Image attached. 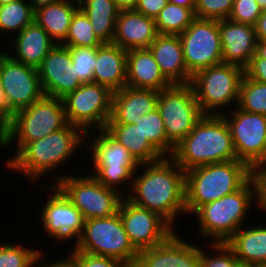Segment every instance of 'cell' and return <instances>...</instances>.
I'll return each mask as SVG.
<instances>
[{
    "label": "cell",
    "mask_w": 266,
    "mask_h": 267,
    "mask_svg": "<svg viewBox=\"0 0 266 267\" xmlns=\"http://www.w3.org/2000/svg\"><path fill=\"white\" fill-rule=\"evenodd\" d=\"M256 54L263 59H266V41L258 40L256 45Z\"/></svg>",
    "instance_id": "obj_50"
},
{
    "label": "cell",
    "mask_w": 266,
    "mask_h": 267,
    "mask_svg": "<svg viewBox=\"0 0 266 267\" xmlns=\"http://www.w3.org/2000/svg\"><path fill=\"white\" fill-rule=\"evenodd\" d=\"M171 157L185 172L202 165L238 160L223 115H204Z\"/></svg>",
    "instance_id": "obj_2"
},
{
    "label": "cell",
    "mask_w": 266,
    "mask_h": 267,
    "mask_svg": "<svg viewBox=\"0 0 266 267\" xmlns=\"http://www.w3.org/2000/svg\"><path fill=\"white\" fill-rule=\"evenodd\" d=\"M59 0H30L31 3V11L35 15L40 10L45 7L58 2Z\"/></svg>",
    "instance_id": "obj_47"
},
{
    "label": "cell",
    "mask_w": 266,
    "mask_h": 267,
    "mask_svg": "<svg viewBox=\"0 0 266 267\" xmlns=\"http://www.w3.org/2000/svg\"><path fill=\"white\" fill-rule=\"evenodd\" d=\"M237 108V109H236ZM227 116L223 113L231 132L237 159L249 167L266 163V115L251 113L237 106Z\"/></svg>",
    "instance_id": "obj_14"
},
{
    "label": "cell",
    "mask_w": 266,
    "mask_h": 267,
    "mask_svg": "<svg viewBox=\"0 0 266 267\" xmlns=\"http://www.w3.org/2000/svg\"><path fill=\"white\" fill-rule=\"evenodd\" d=\"M244 75L251 80L266 83V59L260 58L255 53L244 68Z\"/></svg>",
    "instance_id": "obj_43"
},
{
    "label": "cell",
    "mask_w": 266,
    "mask_h": 267,
    "mask_svg": "<svg viewBox=\"0 0 266 267\" xmlns=\"http://www.w3.org/2000/svg\"><path fill=\"white\" fill-rule=\"evenodd\" d=\"M148 49L172 84H190L192 75L186 67L179 35L158 34Z\"/></svg>",
    "instance_id": "obj_23"
},
{
    "label": "cell",
    "mask_w": 266,
    "mask_h": 267,
    "mask_svg": "<svg viewBox=\"0 0 266 267\" xmlns=\"http://www.w3.org/2000/svg\"><path fill=\"white\" fill-rule=\"evenodd\" d=\"M12 48L15 55H10L14 60L38 68L49 51L56 45L48 33L34 20L20 33L14 36Z\"/></svg>",
    "instance_id": "obj_26"
},
{
    "label": "cell",
    "mask_w": 266,
    "mask_h": 267,
    "mask_svg": "<svg viewBox=\"0 0 266 267\" xmlns=\"http://www.w3.org/2000/svg\"><path fill=\"white\" fill-rule=\"evenodd\" d=\"M195 18L194 8L168 2L154 20L158 34L180 35Z\"/></svg>",
    "instance_id": "obj_31"
},
{
    "label": "cell",
    "mask_w": 266,
    "mask_h": 267,
    "mask_svg": "<svg viewBox=\"0 0 266 267\" xmlns=\"http://www.w3.org/2000/svg\"><path fill=\"white\" fill-rule=\"evenodd\" d=\"M188 72L223 63L218 20L195 18L179 35Z\"/></svg>",
    "instance_id": "obj_13"
},
{
    "label": "cell",
    "mask_w": 266,
    "mask_h": 267,
    "mask_svg": "<svg viewBox=\"0 0 266 267\" xmlns=\"http://www.w3.org/2000/svg\"><path fill=\"white\" fill-rule=\"evenodd\" d=\"M104 130L123 145L139 164L155 162L163 158L143 136L136 124H106Z\"/></svg>",
    "instance_id": "obj_28"
},
{
    "label": "cell",
    "mask_w": 266,
    "mask_h": 267,
    "mask_svg": "<svg viewBox=\"0 0 266 267\" xmlns=\"http://www.w3.org/2000/svg\"><path fill=\"white\" fill-rule=\"evenodd\" d=\"M34 21L30 0H17L0 5V33H20Z\"/></svg>",
    "instance_id": "obj_32"
},
{
    "label": "cell",
    "mask_w": 266,
    "mask_h": 267,
    "mask_svg": "<svg viewBox=\"0 0 266 267\" xmlns=\"http://www.w3.org/2000/svg\"><path fill=\"white\" fill-rule=\"evenodd\" d=\"M173 84L163 75L149 49L127 51L126 86L161 91Z\"/></svg>",
    "instance_id": "obj_24"
},
{
    "label": "cell",
    "mask_w": 266,
    "mask_h": 267,
    "mask_svg": "<svg viewBox=\"0 0 266 267\" xmlns=\"http://www.w3.org/2000/svg\"><path fill=\"white\" fill-rule=\"evenodd\" d=\"M253 202L254 188L249 179L239 190L201 206L195 212L200 234L213 243H225L243 226Z\"/></svg>",
    "instance_id": "obj_6"
},
{
    "label": "cell",
    "mask_w": 266,
    "mask_h": 267,
    "mask_svg": "<svg viewBox=\"0 0 266 267\" xmlns=\"http://www.w3.org/2000/svg\"><path fill=\"white\" fill-rule=\"evenodd\" d=\"M54 176L56 186L81 212L84 220L110 217L119 211L124 198L121 193L107 188L92 175Z\"/></svg>",
    "instance_id": "obj_11"
},
{
    "label": "cell",
    "mask_w": 266,
    "mask_h": 267,
    "mask_svg": "<svg viewBox=\"0 0 266 267\" xmlns=\"http://www.w3.org/2000/svg\"><path fill=\"white\" fill-rule=\"evenodd\" d=\"M72 57L73 70L83 83H93L96 64V47H68Z\"/></svg>",
    "instance_id": "obj_37"
},
{
    "label": "cell",
    "mask_w": 266,
    "mask_h": 267,
    "mask_svg": "<svg viewBox=\"0 0 266 267\" xmlns=\"http://www.w3.org/2000/svg\"><path fill=\"white\" fill-rule=\"evenodd\" d=\"M43 251L12 243L0 244V267H36Z\"/></svg>",
    "instance_id": "obj_35"
},
{
    "label": "cell",
    "mask_w": 266,
    "mask_h": 267,
    "mask_svg": "<svg viewBox=\"0 0 266 267\" xmlns=\"http://www.w3.org/2000/svg\"><path fill=\"white\" fill-rule=\"evenodd\" d=\"M209 244L212 248L210 252L214 249L215 256L207 255L208 253L201 249L200 267H242L233 250L226 243L210 242Z\"/></svg>",
    "instance_id": "obj_38"
},
{
    "label": "cell",
    "mask_w": 266,
    "mask_h": 267,
    "mask_svg": "<svg viewBox=\"0 0 266 267\" xmlns=\"http://www.w3.org/2000/svg\"><path fill=\"white\" fill-rule=\"evenodd\" d=\"M255 267H266V263L259 264V265L255 266Z\"/></svg>",
    "instance_id": "obj_54"
},
{
    "label": "cell",
    "mask_w": 266,
    "mask_h": 267,
    "mask_svg": "<svg viewBox=\"0 0 266 267\" xmlns=\"http://www.w3.org/2000/svg\"><path fill=\"white\" fill-rule=\"evenodd\" d=\"M261 13L262 9L256 0H234L228 19L236 23L255 26Z\"/></svg>",
    "instance_id": "obj_41"
},
{
    "label": "cell",
    "mask_w": 266,
    "mask_h": 267,
    "mask_svg": "<svg viewBox=\"0 0 266 267\" xmlns=\"http://www.w3.org/2000/svg\"><path fill=\"white\" fill-rule=\"evenodd\" d=\"M167 1L188 8H195L196 5V0H167Z\"/></svg>",
    "instance_id": "obj_51"
},
{
    "label": "cell",
    "mask_w": 266,
    "mask_h": 267,
    "mask_svg": "<svg viewBox=\"0 0 266 267\" xmlns=\"http://www.w3.org/2000/svg\"><path fill=\"white\" fill-rule=\"evenodd\" d=\"M13 1H17V0H0V5L8 4V3H11Z\"/></svg>",
    "instance_id": "obj_53"
},
{
    "label": "cell",
    "mask_w": 266,
    "mask_h": 267,
    "mask_svg": "<svg viewBox=\"0 0 266 267\" xmlns=\"http://www.w3.org/2000/svg\"><path fill=\"white\" fill-rule=\"evenodd\" d=\"M256 35L258 40L266 41V9L262 13L255 25Z\"/></svg>",
    "instance_id": "obj_46"
},
{
    "label": "cell",
    "mask_w": 266,
    "mask_h": 267,
    "mask_svg": "<svg viewBox=\"0 0 266 267\" xmlns=\"http://www.w3.org/2000/svg\"><path fill=\"white\" fill-rule=\"evenodd\" d=\"M242 267L266 263V226L241 227L226 242Z\"/></svg>",
    "instance_id": "obj_27"
},
{
    "label": "cell",
    "mask_w": 266,
    "mask_h": 267,
    "mask_svg": "<svg viewBox=\"0 0 266 267\" xmlns=\"http://www.w3.org/2000/svg\"><path fill=\"white\" fill-rule=\"evenodd\" d=\"M175 233L157 246L139 251L133 267H200L201 248Z\"/></svg>",
    "instance_id": "obj_19"
},
{
    "label": "cell",
    "mask_w": 266,
    "mask_h": 267,
    "mask_svg": "<svg viewBox=\"0 0 266 267\" xmlns=\"http://www.w3.org/2000/svg\"><path fill=\"white\" fill-rule=\"evenodd\" d=\"M103 43L94 34L87 15L78 8L71 20L66 39L61 44L66 47H99Z\"/></svg>",
    "instance_id": "obj_33"
},
{
    "label": "cell",
    "mask_w": 266,
    "mask_h": 267,
    "mask_svg": "<svg viewBox=\"0 0 266 267\" xmlns=\"http://www.w3.org/2000/svg\"><path fill=\"white\" fill-rule=\"evenodd\" d=\"M262 10L266 9V0H256Z\"/></svg>",
    "instance_id": "obj_52"
},
{
    "label": "cell",
    "mask_w": 266,
    "mask_h": 267,
    "mask_svg": "<svg viewBox=\"0 0 266 267\" xmlns=\"http://www.w3.org/2000/svg\"><path fill=\"white\" fill-rule=\"evenodd\" d=\"M143 136L163 156L166 157V131L158 109L139 117L134 123Z\"/></svg>",
    "instance_id": "obj_36"
},
{
    "label": "cell",
    "mask_w": 266,
    "mask_h": 267,
    "mask_svg": "<svg viewBox=\"0 0 266 267\" xmlns=\"http://www.w3.org/2000/svg\"><path fill=\"white\" fill-rule=\"evenodd\" d=\"M237 107L243 111L266 115V83L251 80L244 75Z\"/></svg>",
    "instance_id": "obj_34"
},
{
    "label": "cell",
    "mask_w": 266,
    "mask_h": 267,
    "mask_svg": "<svg viewBox=\"0 0 266 267\" xmlns=\"http://www.w3.org/2000/svg\"><path fill=\"white\" fill-rule=\"evenodd\" d=\"M141 166L146 170L134 176L131 192L126 198L158 214L173 229L176 228V218L186 213L185 171L171 156Z\"/></svg>",
    "instance_id": "obj_1"
},
{
    "label": "cell",
    "mask_w": 266,
    "mask_h": 267,
    "mask_svg": "<svg viewBox=\"0 0 266 267\" xmlns=\"http://www.w3.org/2000/svg\"><path fill=\"white\" fill-rule=\"evenodd\" d=\"M243 77L242 67L228 63L210 66L195 73L190 85L202 113L222 115L224 112H218V109L231 106V103L237 106Z\"/></svg>",
    "instance_id": "obj_10"
},
{
    "label": "cell",
    "mask_w": 266,
    "mask_h": 267,
    "mask_svg": "<svg viewBox=\"0 0 266 267\" xmlns=\"http://www.w3.org/2000/svg\"><path fill=\"white\" fill-rule=\"evenodd\" d=\"M93 83L108 87L112 92L126 86L127 51L113 43L96 47Z\"/></svg>",
    "instance_id": "obj_25"
},
{
    "label": "cell",
    "mask_w": 266,
    "mask_h": 267,
    "mask_svg": "<svg viewBox=\"0 0 266 267\" xmlns=\"http://www.w3.org/2000/svg\"><path fill=\"white\" fill-rule=\"evenodd\" d=\"M71 1H74V2L80 3L82 0H71Z\"/></svg>",
    "instance_id": "obj_55"
},
{
    "label": "cell",
    "mask_w": 266,
    "mask_h": 267,
    "mask_svg": "<svg viewBox=\"0 0 266 267\" xmlns=\"http://www.w3.org/2000/svg\"><path fill=\"white\" fill-rule=\"evenodd\" d=\"M49 186V188H48ZM44 188L49 189L50 196L44 201V207L41 211L40 222L46 235L57 241H66L80 237L84 218L81 212L70 202L64 193L54 184ZM52 192V193H51Z\"/></svg>",
    "instance_id": "obj_17"
},
{
    "label": "cell",
    "mask_w": 266,
    "mask_h": 267,
    "mask_svg": "<svg viewBox=\"0 0 266 267\" xmlns=\"http://www.w3.org/2000/svg\"><path fill=\"white\" fill-rule=\"evenodd\" d=\"M250 179L243 161L212 163L185 172V208L192 215L203 205L239 190Z\"/></svg>",
    "instance_id": "obj_4"
},
{
    "label": "cell",
    "mask_w": 266,
    "mask_h": 267,
    "mask_svg": "<svg viewBox=\"0 0 266 267\" xmlns=\"http://www.w3.org/2000/svg\"><path fill=\"white\" fill-rule=\"evenodd\" d=\"M250 180L254 188L255 203L266 211V163L250 167Z\"/></svg>",
    "instance_id": "obj_42"
},
{
    "label": "cell",
    "mask_w": 266,
    "mask_h": 267,
    "mask_svg": "<svg viewBox=\"0 0 266 267\" xmlns=\"http://www.w3.org/2000/svg\"><path fill=\"white\" fill-rule=\"evenodd\" d=\"M223 63L234 64L243 69L256 53L255 26L236 23L229 19L218 20Z\"/></svg>",
    "instance_id": "obj_20"
},
{
    "label": "cell",
    "mask_w": 266,
    "mask_h": 267,
    "mask_svg": "<svg viewBox=\"0 0 266 267\" xmlns=\"http://www.w3.org/2000/svg\"><path fill=\"white\" fill-rule=\"evenodd\" d=\"M73 248L94 256L112 257L133 267L139 251L132 245L119 212L105 218L87 219Z\"/></svg>",
    "instance_id": "obj_8"
},
{
    "label": "cell",
    "mask_w": 266,
    "mask_h": 267,
    "mask_svg": "<svg viewBox=\"0 0 266 267\" xmlns=\"http://www.w3.org/2000/svg\"><path fill=\"white\" fill-rule=\"evenodd\" d=\"M112 96L104 85L82 83L62 98L68 123L84 134L105 129L112 114Z\"/></svg>",
    "instance_id": "obj_12"
},
{
    "label": "cell",
    "mask_w": 266,
    "mask_h": 267,
    "mask_svg": "<svg viewBox=\"0 0 266 267\" xmlns=\"http://www.w3.org/2000/svg\"><path fill=\"white\" fill-rule=\"evenodd\" d=\"M159 92L129 86L113 92L112 114L107 124H134L139 117L157 109Z\"/></svg>",
    "instance_id": "obj_22"
},
{
    "label": "cell",
    "mask_w": 266,
    "mask_h": 267,
    "mask_svg": "<svg viewBox=\"0 0 266 267\" xmlns=\"http://www.w3.org/2000/svg\"><path fill=\"white\" fill-rule=\"evenodd\" d=\"M40 260L36 267H73L66 259L52 261L50 263H46L45 265L42 263L40 264Z\"/></svg>",
    "instance_id": "obj_49"
},
{
    "label": "cell",
    "mask_w": 266,
    "mask_h": 267,
    "mask_svg": "<svg viewBox=\"0 0 266 267\" xmlns=\"http://www.w3.org/2000/svg\"><path fill=\"white\" fill-rule=\"evenodd\" d=\"M39 79L46 96L64 98L83 82L73 70L68 47L56 44L38 67Z\"/></svg>",
    "instance_id": "obj_18"
},
{
    "label": "cell",
    "mask_w": 266,
    "mask_h": 267,
    "mask_svg": "<svg viewBox=\"0 0 266 267\" xmlns=\"http://www.w3.org/2000/svg\"><path fill=\"white\" fill-rule=\"evenodd\" d=\"M158 36L154 18L135 10L119 11L112 43L126 51L148 49Z\"/></svg>",
    "instance_id": "obj_21"
},
{
    "label": "cell",
    "mask_w": 266,
    "mask_h": 267,
    "mask_svg": "<svg viewBox=\"0 0 266 267\" xmlns=\"http://www.w3.org/2000/svg\"><path fill=\"white\" fill-rule=\"evenodd\" d=\"M81 132L68 123L44 138L29 142L14 158H8L5 165L35 182L74 156L77 148L85 142V134Z\"/></svg>",
    "instance_id": "obj_3"
},
{
    "label": "cell",
    "mask_w": 266,
    "mask_h": 267,
    "mask_svg": "<svg viewBox=\"0 0 266 267\" xmlns=\"http://www.w3.org/2000/svg\"><path fill=\"white\" fill-rule=\"evenodd\" d=\"M157 109L166 131V157L204 116L190 84H173L159 91Z\"/></svg>",
    "instance_id": "obj_9"
},
{
    "label": "cell",
    "mask_w": 266,
    "mask_h": 267,
    "mask_svg": "<svg viewBox=\"0 0 266 267\" xmlns=\"http://www.w3.org/2000/svg\"><path fill=\"white\" fill-rule=\"evenodd\" d=\"M167 4V0H138L134 10L155 19Z\"/></svg>",
    "instance_id": "obj_44"
},
{
    "label": "cell",
    "mask_w": 266,
    "mask_h": 267,
    "mask_svg": "<svg viewBox=\"0 0 266 267\" xmlns=\"http://www.w3.org/2000/svg\"><path fill=\"white\" fill-rule=\"evenodd\" d=\"M73 267H130L124 261L104 256H94L73 248L65 258Z\"/></svg>",
    "instance_id": "obj_40"
},
{
    "label": "cell",
    "mask_w": 266,
    "mask_h": 267,
    "mask_svg": "<svg viewBox=\"0 0 266 267\" xmlns=\"http://www.w3.org/2000/svg\"><path fill=\"white\" fill-rule=\"evenodd\" d=\"M79 3L71 0H59L34 15V20L48 33L56 44L66 39L68 29Z\"/></svg>",
    "instance_id": "obj_29"
},
{
    "label": "cell",
    "mask_w": 266,
    "mask_h": 267,
    "mask_svg": "<svg viewBox=\"0 0 266 267\" xmlns=\"http://www.w3.org/2000/svg\"><path fill=\"white\" fill-rule=\"evenodd\" d=\"M67 124L63 99L44 95L13 114L10 123L0 132V148L16 141L14 158L29 142L44 138Z\"/></svg>",
    "instance_id": "obj_5"
},
{
    "label": "cell",
    "mask_w": 266,
    "mask_h": 267,
    "mask_svg": "<svg viewBox=\"0 0 266 267\" xmlns=\"http://www.w3.org/2000/svg\"><path fill=\"white\" fill-rule=\"evenodd\" d=\"M0 75L7 106L13 114L29 107L45 95L38 68L18 62L2 51Z\"/></svg>",
    "instance_id": "obj_15"
},
{
    "label": "cell",
    "mask_w": 266,
    "mask_h": 267,
    "mask_svg": "<svg viewBox=\"0 0 266 267\" xmlns=\"http://www.w3.org/2000/svg\"><path fill=\"white\" fill-rule=\"evenodd\" d=\"M117 8L122 10H134L138 0H114Z\"/></svg>",
    "instance_id": "obj_48"
},
{
    "label": "cell",
    "mask_w": 266,
    "mask_h": 267,
    "mask_svg": "<svg viewBox=\"0 0 266 267\" xmlns=\"http://www.w3.org/2000/svg\"><path fill=\"white\" fill-rule=\"evenodd\" d=\"M12 117L13 113L7 106L0 75V132L10 123Z\"/></svg>",
    "instance_id": "obj_45"
},
{
    "label": "cell",
    "mask_w": 266,
    "mask_h": 267,
    "mask_svg": "<svg viewBox=\"0 0 266 267\" xmlns=\"http://www.w3.org/2000/svg\"><path fill=\"white\" fill-rule=\"evenodd\" d=\"M91 133L85 134V138L90 137V142L84 144L90 148V153L95 174L92 176L107 188L113 189L118 193L126 194L119 186L133 181L137 171L143 169L130 152L113 137H111L104 129L99 130L98 136L91 138ZM93 141H92V140ZM92 141V142H91ZM127 182V183H125ZM120 189V190H119ZM123 193H122V192Z\"/></svg>",
    "instance_id": "obj_7"
},
{
    "label": "cell",
    "mask_w": 266,
    "mask_h": 267,
    "mask_svg": "<svg viewBox=\"0 0 266 267\" xmlns=\"http://www.w3.org/2000/svg\"><path fill=\"white\" fill-rule=\"evenodd\" d=\"M79 8L87 15L94 34L102 43H112L119 9L114 0H82Z\"/></svg>",
    "instance_id": "obj_30"
},
{
    "label": "cell",
    "mask_w": 266,
    "mask_h": 267,
    "mask_svg": "<svg viewBox=\"0 0 266 267\" xmlns=\"http://www.w3.org/2000/svg\"><path fill=\"white\" fill-rule=\"evenodd\" d=\"M119 214L132 245L138 250L157 246L174 231L162 217L123 198Z\"/></svg>",
    "instance_id": "obj_16"
},
{
    "label": "cell",
    "mask_w": 266,
    "mask_h": 267,
    "mask_svg": "<svg viewBox=\"0 0 266 267\" xmlns=\"http://www.w3.org/2000/svg\"><path fill=\"white\" fill-rule=\"evenodd\" d=\"M234 0H196L194 14L200 19H228Z\"/></svg>",
    "instance_id": "obj_39"
}]
</instances>
